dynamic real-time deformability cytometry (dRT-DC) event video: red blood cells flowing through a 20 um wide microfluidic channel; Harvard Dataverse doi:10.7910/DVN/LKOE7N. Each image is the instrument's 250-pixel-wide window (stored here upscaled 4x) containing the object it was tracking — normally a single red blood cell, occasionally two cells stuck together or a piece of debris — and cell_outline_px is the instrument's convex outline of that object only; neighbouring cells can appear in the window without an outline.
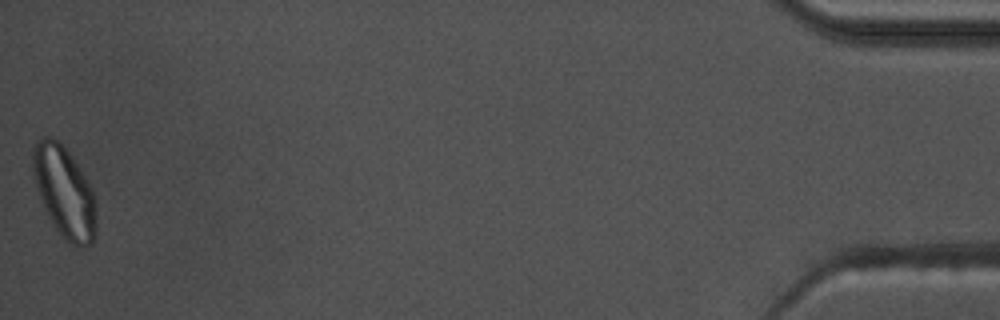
{"species": "common noctule bat (a hibernating species)", "species_latin": "Nyctalus noctula", "temperature_condition": "warm", "stored_images_in_passage": 43, "camera_frame_rate_fps": 3000, "um_per_image_px": 0.085, "animal": {"sex": "male", "body_mass_g": 17.5, "forearm_length_mm": 52.3}, "frame": {"image": 1, "passage_image": 43, "time_ms": 14.0, "image_size_px": [1000, 320], "cell_outline_px": [[96, 236], [92, 244], [80, 248], [64, 240], [48, 216], [40, 200], [36, 188], [32, 168], [32, 156], [36, 140], [44, 136], [48, 136], [56, 140], [68, 152], [84, 176], [96, 200]], "centroid_in_image_um": [5.47, 16.37], "position_along_channel_um": 429.7, "area_um2": 33.52}, "authors_computed_cell_mechanics": {"area_um2": 20.9814, "velocity_mm_per_s": 3.5536, "shape_relaxation_time_tau1_ms": null, "shape_relaxation_time_tau2_ms": 2.0143, "deformation_change_tau1": null, "deformation_change_tau2": 0.0899}}